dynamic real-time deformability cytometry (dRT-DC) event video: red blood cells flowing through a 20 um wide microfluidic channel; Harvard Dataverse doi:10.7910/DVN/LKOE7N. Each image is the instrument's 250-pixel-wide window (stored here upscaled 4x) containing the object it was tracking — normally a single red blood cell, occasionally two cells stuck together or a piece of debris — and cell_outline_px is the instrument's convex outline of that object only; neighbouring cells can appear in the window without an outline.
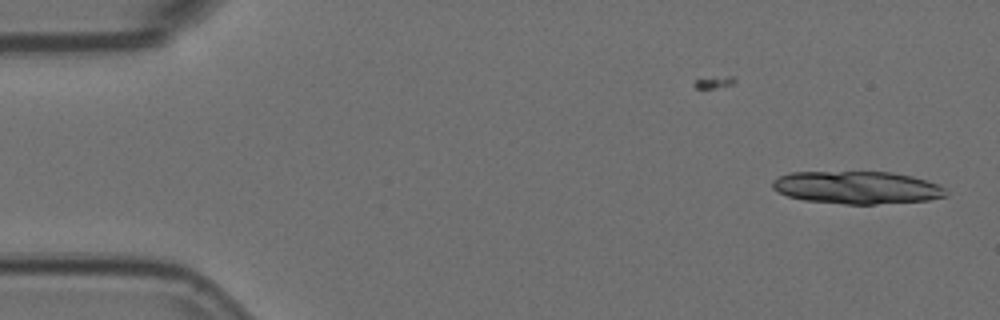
{"species": "Egyptian fruit bat (a non-hibernating species)", "species_latin": "Rousettus aegyptiacus", "temperature_condition": "room temperature", "stored_images_in_passage": 27, "segment_of_instrument_passage": [1, 2], "camera_frame_rate_fps": 3000, "um_per_image_px": 0.085, "animal": {"sex": "female"}, "frame": {"image": 1, "passage_image": 1, "time_ms": 0.0, "image_size_px": [1000, 320], "cell_outline_px": [[948, 196], [928, 200], [876, 204], [844, 204], [804, 200], [788, 196], [772, 188], [772, 180], [788, 172], [892, 172], [912, 176], [936, 184], [944, 188], [948, 192]], "centroid_in_image_um": [72.84, 15.94], "position_along_channel_um": 12.2, "area_um2": 32.95}}